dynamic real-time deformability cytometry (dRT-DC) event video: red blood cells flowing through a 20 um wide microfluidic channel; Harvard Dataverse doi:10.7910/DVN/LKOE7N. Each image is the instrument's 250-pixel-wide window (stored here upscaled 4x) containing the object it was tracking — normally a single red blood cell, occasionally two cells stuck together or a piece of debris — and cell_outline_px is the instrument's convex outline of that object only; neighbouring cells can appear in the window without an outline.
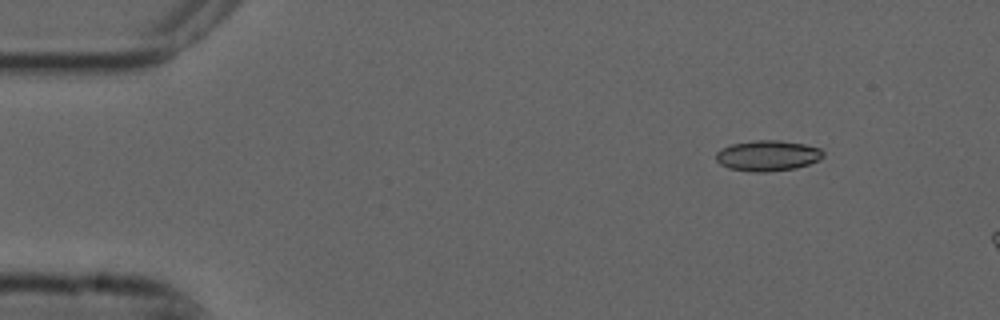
{"species": "common noctule bat (a hibernating species)", "species_latin": "Nyctalus noctula", "temperature_condition": "cold", "stored_images_in_passage": 3, "camera_frame_rate_fps": 3000, "um_per_image_px": 0.085, "animal": {"sex": "male", "forearm_length_mm": 52.5}, "frame": {"image": 1, "passage_image": 2, "time_ms": 0.333, "image_size_px": [1000, 320], "cell_outline_px": [[824, 156], [820, 160], [796, 168], [764, 172], [752, 172], [728, 168], [720, 164], [716, 160], [716, 152], [732, 144], [752, 140], [780, 140], [804, 144], [820, 148], [824, 152]], "centroid_in_image_um": [65.27, 13.23], "position_along_channel_um": 19.7, "area_um2": 19.19}}